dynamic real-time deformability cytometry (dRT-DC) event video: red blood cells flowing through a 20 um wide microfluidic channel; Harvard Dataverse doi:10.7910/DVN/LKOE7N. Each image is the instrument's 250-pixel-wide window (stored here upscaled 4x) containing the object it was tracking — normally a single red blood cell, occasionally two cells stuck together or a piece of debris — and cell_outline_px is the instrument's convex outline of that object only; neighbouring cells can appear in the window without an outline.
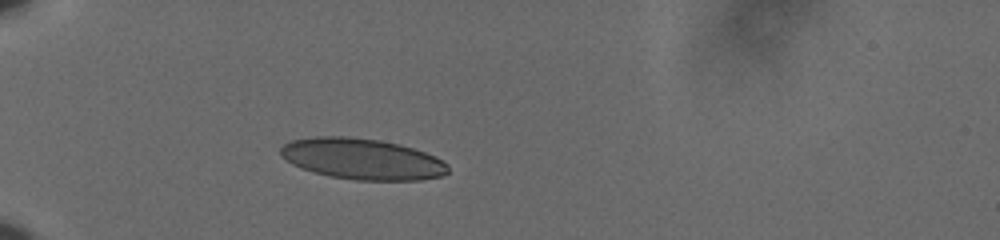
{"species": "human", "species_latin": "Homo sapiens", "temperature_condition": "cold", "stored_images_in_passage": 40, "camera_frame_rate_fps": 3000, "um_per_image_px": 0.085, "donor": {"sex": "male"}, "frame": {"image": 1, "passage_image": 1, "time_ms": 0.0, "image_size_px": [1000, 240], "cell_outline_px": [[448, 172], [440, 176], [420, 180], [356, 180], [332, 176], [300, 168], [292, 164], [280, 156], [280, 148], [284, 144], [292, 140], [316, 136], [348, 136], [380, 140], [400, 144], [436, 156], [448, 164]], "centroid_in_image_um": [30.78, 13.5], "position_along_channel_um": 54.2, "area_um2": 40.0}}
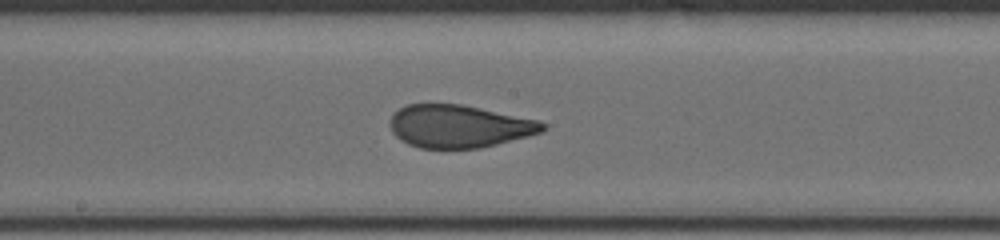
{"frame": {"image": 2, "passage_image": 16, "time_ms": 5.0, "image_size_px": [1000, 240], "cell_outline_px": [[548, 128], [544, 132], [480, 148], [420, 148], [408, 144], [400, 140], [392, 132], [392, 116], [400, 108], [408, 104], [460, 104], [540, 120], [548, 124]], "centroid_in_image_um": [39.09, 10.74], "position_along_channel_um": 209.1, "area_um2": 37.92}}
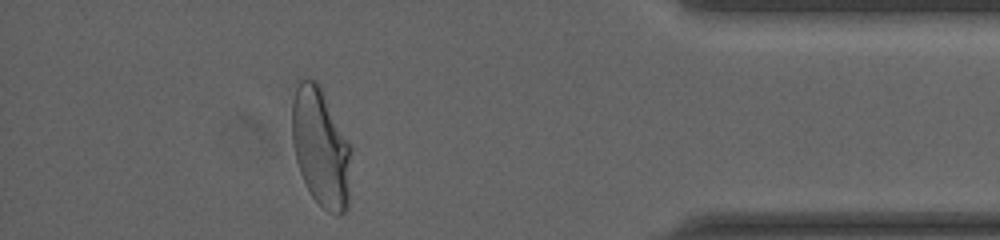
{"frame": {"image": 3, "passage_image": 35, "time_ms": 11.333, "image_size_px": [1000, 240], "cell_outline_px": [[352, 148], [348, 208], [340, 216], [336, 216], [328, 212], [312, 196], [300, 172], [296, 160], [292, 144], [292, 104], [296, 80], [316, 80], [320, 84]], "centroid_in_image_um": [27.28, 12.53], "position_along_channel_um": 407.9, "area_um2": 41.33}, "authors_computed_cell_mechanics": {"area_um2": 39.882, "velocity_mm_per_s": 3.6285, "shape_relaxation_time_tau1_ms": 6.2386, "shape_relaxation_time_tau2_ms": null, "deformation_change_tau1": 0.1754, "deformation_change_tau2": null}}